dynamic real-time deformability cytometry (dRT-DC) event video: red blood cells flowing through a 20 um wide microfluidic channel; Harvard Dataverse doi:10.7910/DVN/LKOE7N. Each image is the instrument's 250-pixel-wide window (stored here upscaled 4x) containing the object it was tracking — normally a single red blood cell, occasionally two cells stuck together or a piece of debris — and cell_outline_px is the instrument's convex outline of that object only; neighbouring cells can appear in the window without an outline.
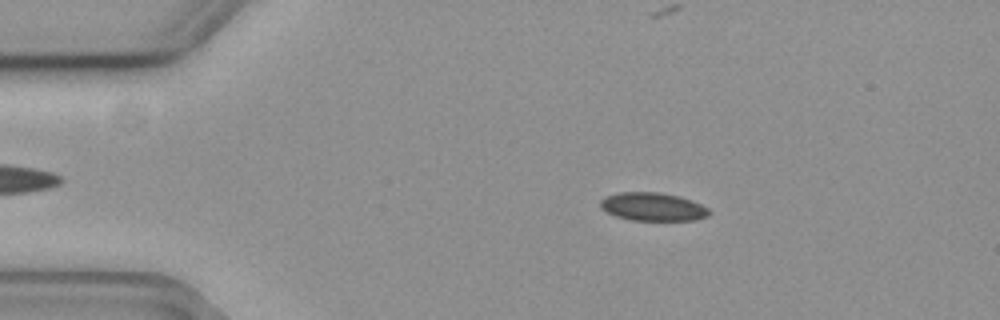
{"species": "common noctule bat (a hibernating species)", "species_latin": "Nyctalus noctula", "temperature_condition": "cold", "stored_images_in_passage": 57, "camera_frame_rate_fps": 3000, "um_per_image_px": 0.085, "animal": {"sex": "female", "body_mass_g": 19.3, "forearm_length_mm": 54.1}, "frame": {"image": 1, "passage_image": 10, "time_ms": 3.0, "image_size_px": [1000, 320], "cell_outline_px": [[712, 212], [708, 216], [696, 220], [628, 220], [616, 216], [600, 208], [600, 200], [604, 196], [620, 192], [660, 192], [692, 200], [708, 208]], "centroid_in_image_um": [55.48, 17.57], "position_along_channel_um": 29.5, "area_um2": 17.98}}
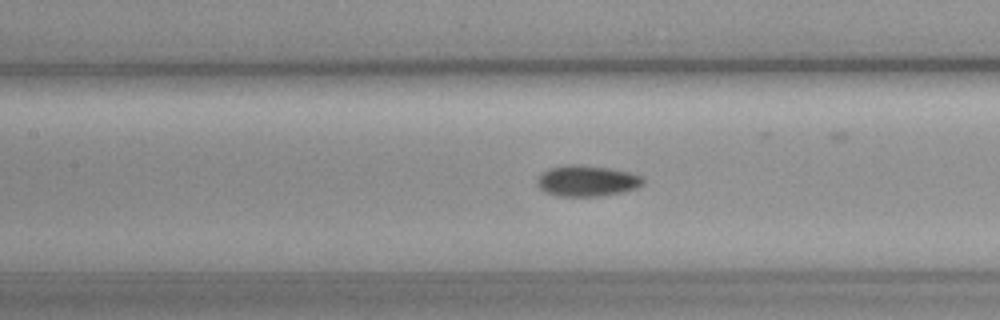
{"frame": {"image": 2, "passage_image": 25, "time_ms": 8.0, "image_size_px": [1000, 320], "cell_outline_px": [[644, 184], [636, 188], [624, 192], [596, 196], [560, 196], [544, 192], [536, 184], [536, 180], [548, 168], [564, 164], [580, 164], [612, 168], [632, 172], [644, 176]], "centroid_in_image_um": [49.92, 15.35], "position_along_channel_um": 157.5, "area_um2": 19.48}}
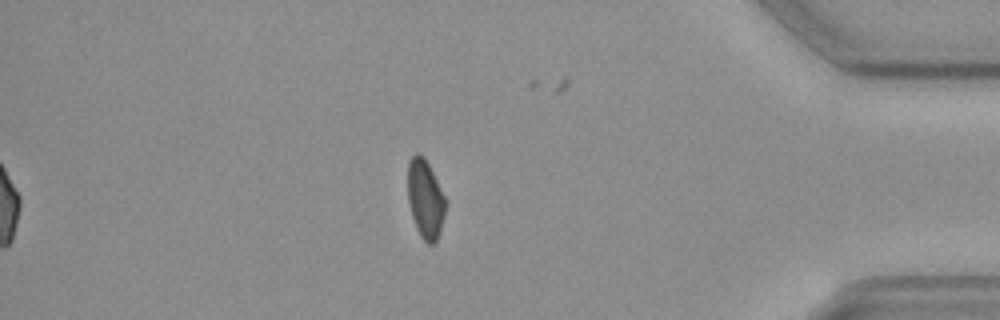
{"frame": {"image": 3, "passage_image": 48, "time_ms": 15.667, "image_size_px": [1000, 320], "cell_outline_px": [[444, 216], [440, 232], [436, 240], [432, 244], [428, 244], [420, 236], [416, 228], [412, 216], [408, 200], [408, 164], [412, 156], [416, 152], [424, 156], [444, 196]], "centroid_in_image_um": [36.13, 16.92], "position_along_channel_um": 399.1, "area_um2": 16.94}}